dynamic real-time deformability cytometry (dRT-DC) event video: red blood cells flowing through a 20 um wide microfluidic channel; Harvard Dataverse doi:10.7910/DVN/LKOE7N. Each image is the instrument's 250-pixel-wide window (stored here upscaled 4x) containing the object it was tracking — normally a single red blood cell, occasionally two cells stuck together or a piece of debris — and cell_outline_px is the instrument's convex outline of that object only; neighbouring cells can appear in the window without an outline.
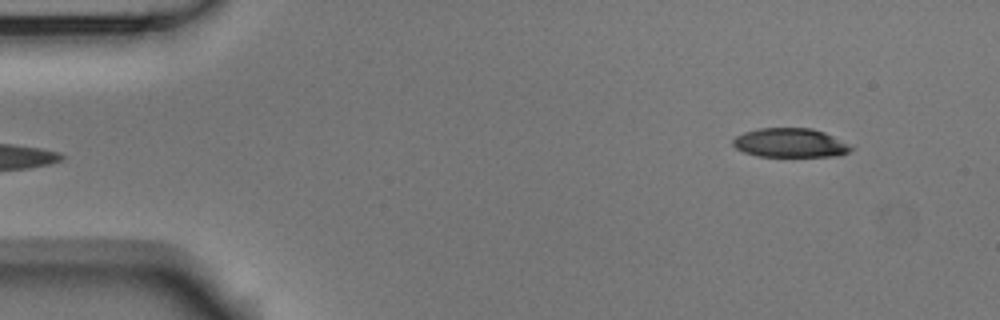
{"species": "Egyptian fruit bat (a non-hibernating species)", "species_latin": "Rousettus aegyptiacus", "temperature_condition": "room temperature", "stored_images_in_passage": 5, "segment_of_instrument_passage": [2, 2], "camera_frame_rate_fps": 3000, "um_per_image_px": 0.085, "animal": {"sex": "male"}, "frame": {"image": 1, "passage_image": 5, "time_ms": 1.333, "image_size_px": [1000, 320], "cell_outline_px": [[856, 148], [848, 152], [836, 156], [760, 156], [744, 152], [736, 148], [732, 144], [732, 140], [736, 136], [744, 132], [760, 128], [812, 128], [824, 132]], "centroid_in_image_um": [67.16, 12.14], "position_along_channel_um": 17.8, "area_um2": 19.88}}